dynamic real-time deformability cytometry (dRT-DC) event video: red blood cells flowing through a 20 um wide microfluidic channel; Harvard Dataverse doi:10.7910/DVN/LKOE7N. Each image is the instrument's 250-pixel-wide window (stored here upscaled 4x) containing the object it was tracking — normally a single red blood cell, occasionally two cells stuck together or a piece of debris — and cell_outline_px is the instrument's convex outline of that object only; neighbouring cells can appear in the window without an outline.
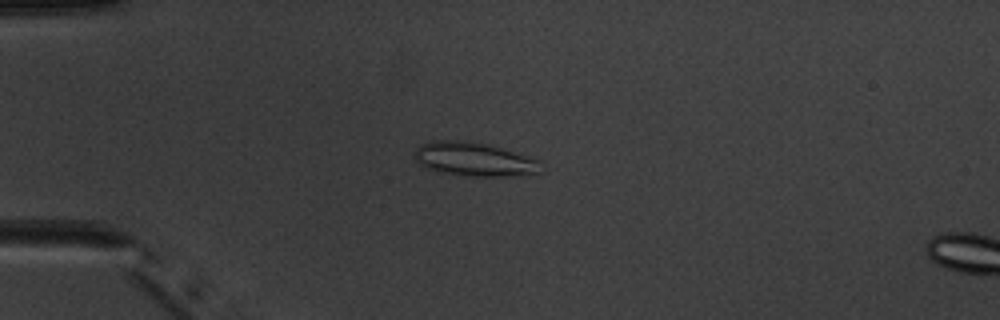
{"species": "common noctule bat (a hibernating species)", "species_latin": "Nyctalus noctula", "temperature_condition": "warm", "stored_images_in_passage": 4, "camera_frame_rate_fps": 3000, "um_per_image_px": 0.085, "animal": {"sex": "male", "body_mass_g": 20.1, "forearm_length_mm": 53.5}, "frame": {"image": 1, "passage_image": 3, "time_ms": 2.333, "image_size_px": [1000, 320], "cell_outline_px": [[540, 160], [536, 172], [508, 176], [464, 176], [436, 172], [420, 164], [416, 160], [416, 148], [420, 144], [432, 140], [456, 140], [488, 144]], "centroid_in_image_um": [40.21, 13.53], "position_along_channel_um": 44.8, "area_um2": 24.51}}